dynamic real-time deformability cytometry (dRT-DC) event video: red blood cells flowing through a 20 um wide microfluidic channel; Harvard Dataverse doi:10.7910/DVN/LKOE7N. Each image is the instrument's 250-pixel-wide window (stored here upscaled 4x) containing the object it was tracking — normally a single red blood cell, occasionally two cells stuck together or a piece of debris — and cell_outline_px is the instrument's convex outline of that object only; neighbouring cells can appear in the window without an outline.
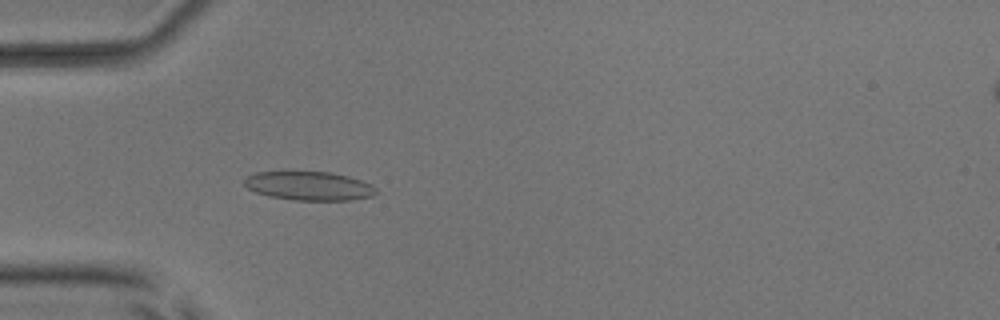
{"species": "common noctule bat (a hibernating species)", "species_latin": "Nyctalus noctula", "temperature_condition": "room temperature", "stored_images_in_passage": 54, "camera_frame_rate_fps": 3000, "um_per_image_px": 0.085, "animal": {"sex": "male", "body_mass_g": 17.9, "forearm_length_mm": 54.2}, "frame": {"image": 1, "passage_image": 17, "time_ms": 5.333, "image_size_px": [1000, 320], "cell_outline_px": [[376, 192], [372, 196], [352, 200], [292, 200], [268, 196], [256, 192], [248, 188], [244, 184], [244, 180], [248, 176], [256, 172], [284, 168], [332, 172], [348, 176], [372, 184], [376, 188]], "centroid_in_image_um": [26.21, 15.74], "position_along_channel_um": 58.8, "area_um2": 23.18}}
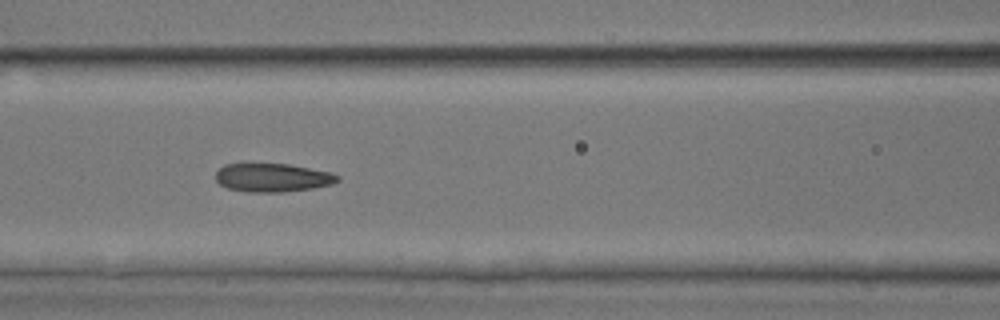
{"frame": {"image": 2, "passage_image": 24, "time_ms": 7.667, "image_size_px": [1000, 320], "cell_outline_px": [[340, 180], [332, 184], [312, 188], [280, 192], [252, 192], [228, 188], [220, 184], [216, 180], [216, 172], [224, 164], [288, 164], [328, 172], [340, 176]], "centroid_in_image_um": [23.16, 15.1], "position_along_channel_um": 143.4, "area_um2": 19.94}}
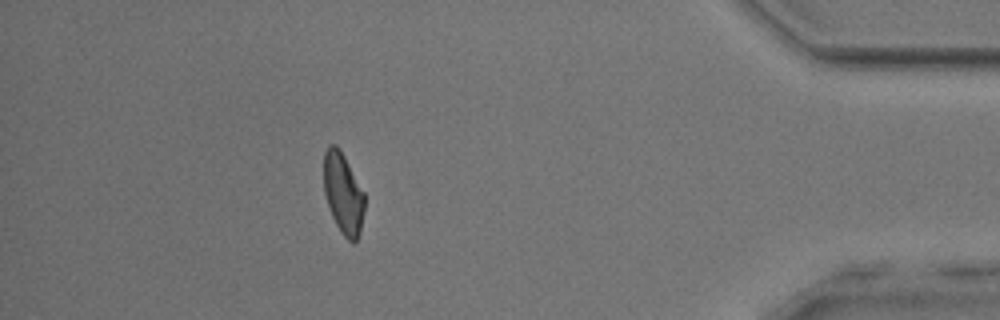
{"frame": {"image": 3, "passage_image": 48, "time_ms": 15.667, "image_size_px": [1000, 320], "cell_outline_px": [[364, 208], [360, 232], [356, 244], [352, 244], [340, 232], [332, 216], [324, 192], [324, 152], [328, 144], [336, 144], [340, 148], [364, 192]], "centroid_in_image_um": [29.17, 16.45], "position_along_channel_um": 406.0, "area_um2": 19.36}, "authors_computed_cell_mechanics": {"area_um2": 20.6346, "velocity_mm_per_s": 3.865, "shape_relaxation_time_tau1_ms": 8.301, "shape_relaxation_time_tau2_ms": 2.1487, "deformation_change_tau1": 0.1807, "deformation_change_tau2": 0.0999}}